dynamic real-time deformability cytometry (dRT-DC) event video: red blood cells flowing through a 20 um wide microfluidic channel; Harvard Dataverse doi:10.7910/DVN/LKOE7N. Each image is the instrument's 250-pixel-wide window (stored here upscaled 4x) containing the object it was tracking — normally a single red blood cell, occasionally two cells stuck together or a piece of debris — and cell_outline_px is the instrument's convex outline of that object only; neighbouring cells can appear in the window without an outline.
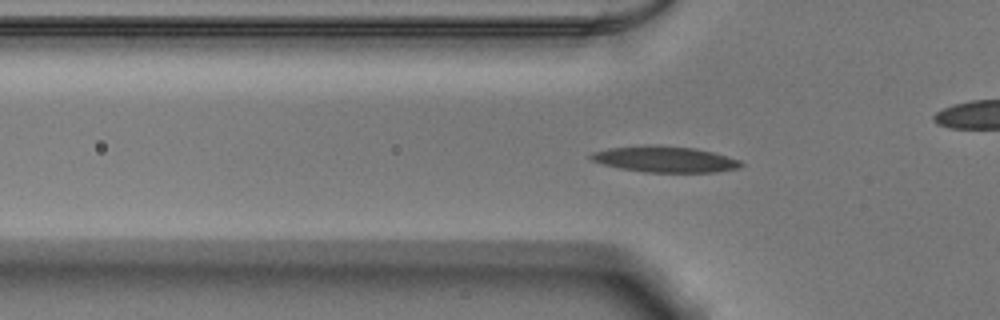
{"species": "Egyptian fruit bat (a non-hibernating species)", "species_latin": "Rousettus aegyptiacus", "temperature_condition": "warm", "stored_images_in_passage": 53, "camera_frame_rate_fps": 3000, "um_per_image_px": 0.085, "animal": {"sex": "male"}, "frame": {"image": 1, "passage_image": 17, "time_ms": 5.333, "image_size_px": [1000, 320], "cell_outline_px": [[744, 164], [740, 168], [716, 172], [644, 172], [620, 168], [600, 164], [592, 160], [588, 156], [592, 152], [608, 148], [656, 144], [692, 148], [712, 152], [740, 160]], "centroid_in_image_um": [56.49, 13.54], "position_along_channel_um": 69.3, "area_um2": 22.83}}
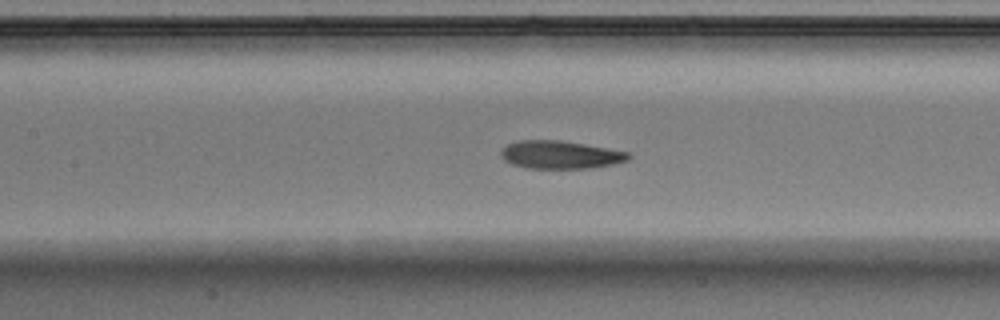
{"frame": {"image": 2, "passage_image": 24, "time_ms": 7.667, "image_size_px": [1000, 320], "cell_outline_px": [[632, 156], [628, 160], [612, 164], [592, 168], [524, 168], [512, 164], [504, 160], [500, 156], [500, 152], [508, 144], [516, 140], [560, 140], [584, 144], [628, 152]], "centroid_in_image_um": [47.6, 13.15], "position_along_channel_um": 159.8, "area_um2": 20.75}}
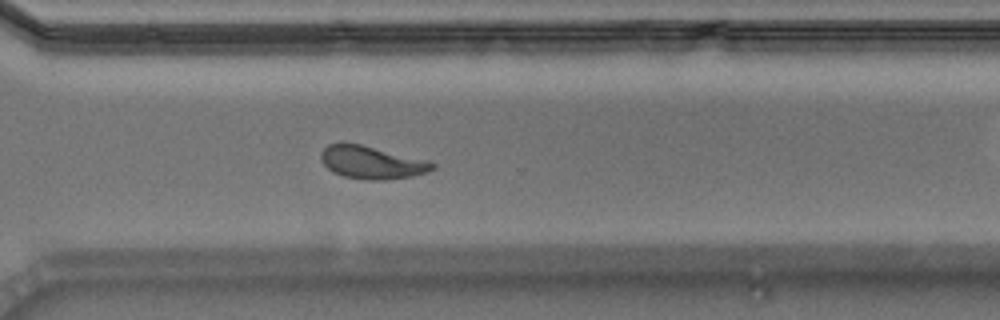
{"frame": {"image": 3, "passage_image": 38, "time_ms": 12.333, "image_size_px": [1000, 320], "cell_outline_px": [[436, 168], [428, 172], [412, 176], [380, 180], [364, 180], [344, 176], [332, 172], [320, 160], [320, 152], [328, 144], [340, 140], [344, 140], [360, 144], [436, 164]], "centroid_in_image_um": [31.48, 13.79], "position_along_channel_um": 339.1, "area_um2": 21.21}, "authors_computed_cell_mechanics": {"area_um2": 21.1548, "velocity_mm_per_s": 3.8481, "shape_relaxation_time_tau1_ms": 3.997, "shape_relaxation_time_tau2_ms": 2.1608, "deformation_change_tau1": 0.1754, "deformation_change_tau2": 0.0991}}